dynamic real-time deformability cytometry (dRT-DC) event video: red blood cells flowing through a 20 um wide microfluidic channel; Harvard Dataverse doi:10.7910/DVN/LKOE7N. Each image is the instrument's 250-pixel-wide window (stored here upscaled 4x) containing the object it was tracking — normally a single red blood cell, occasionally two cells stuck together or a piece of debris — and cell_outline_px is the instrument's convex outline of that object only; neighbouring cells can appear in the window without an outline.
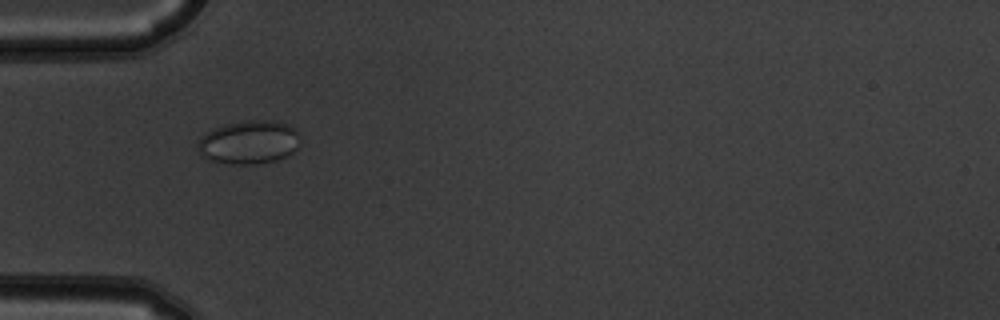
{"species": "common noctule bat (a hibernating species)", "species_latin": "Nyctalus noctula", "temperature_condition": "warm", "stored_images_in_passage": 6, "camera_frame_rate_fps": 3000, "um_per_image_px": 0.085, "animal": {"sex": "male", "body_mass_g": 19.5, "forearm_length_mm": 54.6}, "frame": {"image": 1, "passage_image": 5, "time_ms": 1.333, "image_size_px": [1000, 320], "cell_outline_px": [[296, 148], [288, 156], [276, 160], [252, 164], [228, 164], [208, 160], [200, 156], [196, 144], [200, 136], [216, 128], [228, 124], [248, 120], [272, 120], [288, 124], [296, 128]], "centroid_in_image_um": [21.1, 12.1], "position_along_channel_um": 63.9, "area_um2": 25.84}}
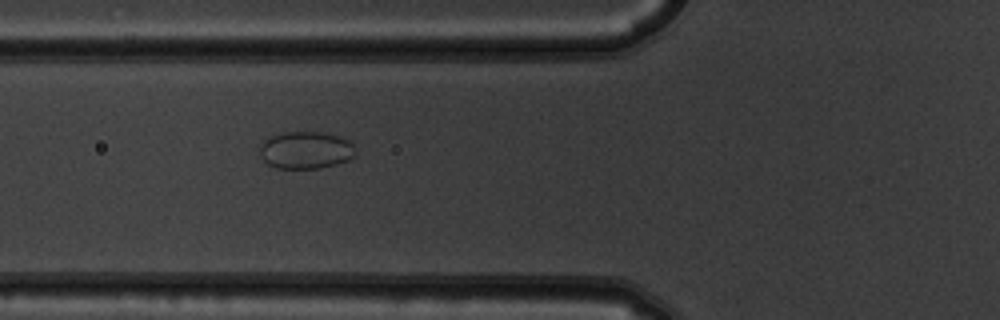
{"frame": {"image": 2, "passage_image": 6, "time_ms": 1.667, "image_size_px": [1000, 320], "cell_outline_px": [[356, 152], [348, 160], [336, 164], [320, 168], [276, 168], [268, 164], [260, 156], [260, 144], [264, 140], [272, 136], [284, 132], [320, 132], [340, 136], [352, 140], [356, 148]], "centroid_in_image_um": [26.02, 12.75], "position_along_channel_um": 99.8, "area_um2": 20.98}}